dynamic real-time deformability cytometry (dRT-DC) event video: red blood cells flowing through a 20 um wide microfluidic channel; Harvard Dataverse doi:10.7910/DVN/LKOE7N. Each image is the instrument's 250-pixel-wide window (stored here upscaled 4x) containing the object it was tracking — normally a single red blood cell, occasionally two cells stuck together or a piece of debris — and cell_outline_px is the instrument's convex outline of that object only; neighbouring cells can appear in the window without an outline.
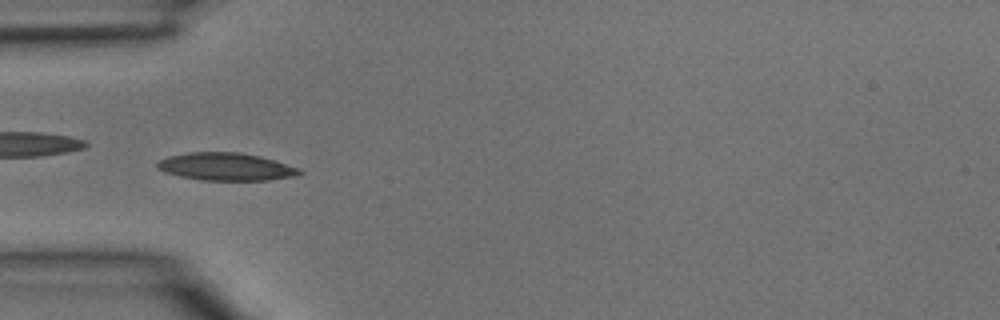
{"species": "common noctule bat (a hibernating species)", "species_latin": "Nyctalus noctula", "temperature_condition": "room temperature", "stored_images_in_passage": 3, "camera_frame_rate_fps": 3000, "um_per_image_px": 0.085, "animal": {"sex": "male", "body_mass_g": 15.6}, "frame": {"image": 1, "passage_image": 3, "time_ms": 0.667, "image_size_px": [1000, 320], "cell_outline_px": [[304, 172], [296, 176], [268, 180], [200, 180], [180, 176], [164, 172], [156, 168], [156, 164], [160, 160], [168, 156], [188, 152], [236, 152], [260, 156], [300, 168]], "centroid_in_image_um": [19.2, 14.17], "position_along_channel_um": 65.8, "area_um2": 22.95}}